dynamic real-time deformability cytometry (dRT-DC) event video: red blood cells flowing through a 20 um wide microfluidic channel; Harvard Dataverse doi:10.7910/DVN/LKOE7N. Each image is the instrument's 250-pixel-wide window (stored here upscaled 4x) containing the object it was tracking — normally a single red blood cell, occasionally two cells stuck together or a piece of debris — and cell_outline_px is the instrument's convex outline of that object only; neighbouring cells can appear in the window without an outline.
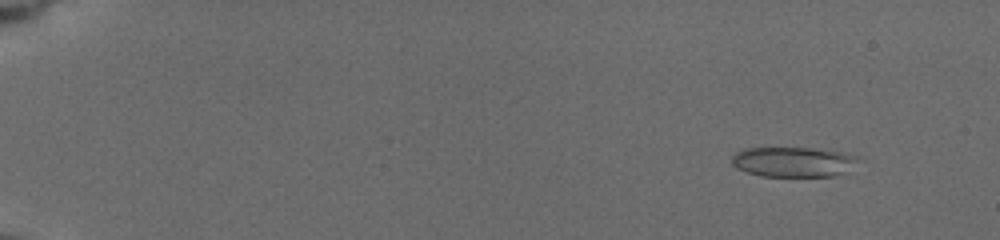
{"species": "common noctule bat (a hibernating species)", "species_latin": "Nyctalus noctula", "temperature_condition": "cold", "stored_images_in_passage": 56, "camera_frame_rate_fps": 3000, "um_per_image_px": 0.085, "animal": {"sex": "female", "body_mass_g": 19.5, "forearm_length_mm": 54.1}, "frame": {"image": 1, "passage_image": 5, "time_ms": 1.333, "image_size_px": [1000, 240], "cell_outline_px": [[864, 160], [836, 176], [760, 176], [744, 172], [736, 168], [732, 164], [732, 156], [736, 152], [744, 148], [812, 148], [840, 152], [860, 156]], "centroid_in_image_um": [67.44, 13.76], "position_along_channel_um": 17.6, "area_um2": 22.37}}
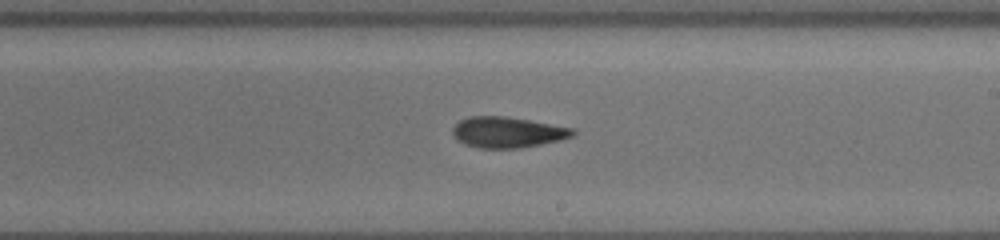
{"frame": {"image": 2, "passage_image": 35, "time_ms": 11.333, "image_size_px": [1000, 240], "cell_outline_px": [[576, 132], [572, 136], [560, 140], [520, 148], [480, 148], [464, 144], [456, 140], [452, 136], [452, 128], [460, 120], [468, 116], [504, 116], [528, 120], [572, 128]], "centroid_in_image_um": [43.08, 11.24], "position_along_channel_um": 245.9, "area_um2": 21.5}}
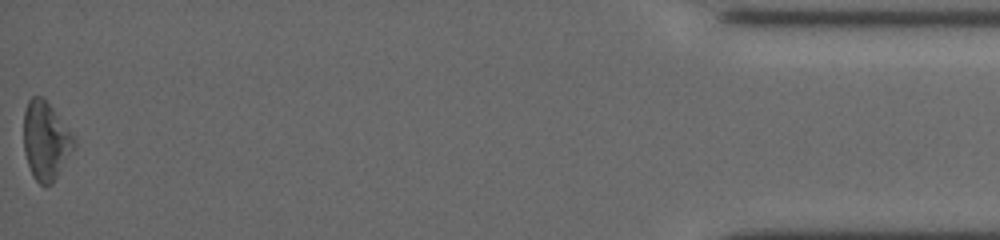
{"frame": {"image": 3, "passage_image": 56, "time_ms": 18.333, "image_size_px": [1000, 240], "cell_outline_px": [[76, 144], [52, 184], [44, 188], [32, 176], [24, 152], [24, 112], [28, 100], [32, 96], [40, 96], [52, 108], [76, 136]], "centroid_in_image_um": [3.89, 11.98], "position_along_channel_um": 431.3, "area_um2": 23.0}, "authors_computed_cell_mechanics": {"area_um2": 21.7039, "velocity_mm_per_s": 3.771, "shape_relaxation_time_tau1_ms": 7.4749, "shape_relaxation_time_tau2_ms": 4.6711, "deformation_change_tau1": 0.1496, "deformation_change_tau2": 0.1287}}